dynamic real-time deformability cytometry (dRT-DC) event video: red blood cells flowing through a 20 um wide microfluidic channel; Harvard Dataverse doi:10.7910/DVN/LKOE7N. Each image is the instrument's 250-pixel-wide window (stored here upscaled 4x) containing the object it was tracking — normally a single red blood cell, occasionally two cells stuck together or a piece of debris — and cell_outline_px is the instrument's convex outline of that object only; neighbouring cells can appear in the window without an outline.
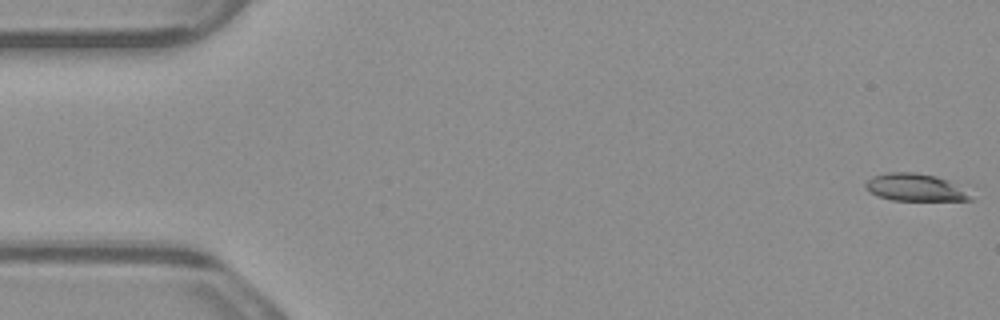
{"species": "common noctule bat (a hibernating species)", "species_latin": "Nyctalus noctula", "temperature_condition": "warm", "stored_images_in_passage": 5, "camera_frame_rate_fps": 3000, "um_per_image_px": 0.085, "animal": {"sex": "male", "body_mass_g": 23.1, "forearm_length_mm": 52.7}, "frame": {"image": 1, "passage_image": 1, "time_ms": 0.0, "image_size_px": [1000, 320], "cell_outline_px": [[972, 200], [892, 200], [876, 196], [868, 192], [864, 188], [864, 184], [872, 176], [888, 172], [912, 172], [936, 176], [968, 184]], "centroid_in_image_um": [77.89, 15.92], "position_along_channel_um": 7.1, "area_um2": 17.51}}
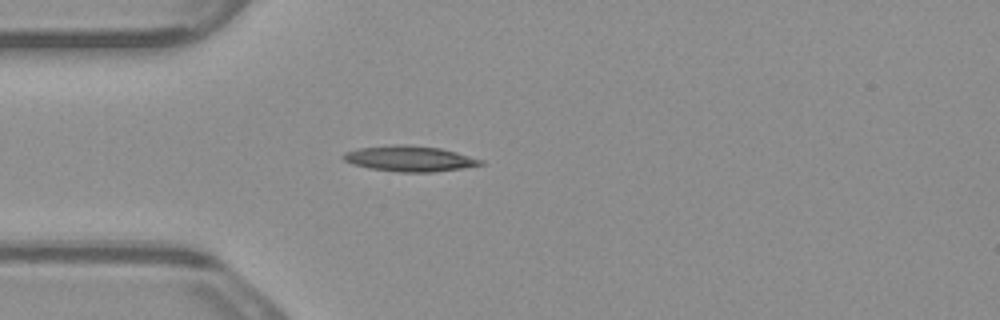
{"frame": {"image": 2, "passage_image": 5, "time_ms": 1.333, "image_size_px": [1000, 320], "cell_outline_px": [[484, 164], [464, 168], [432, 172], [400, 172], [368, 168], [352, 164], [344, 160], [340, 156], [344, 152], [356, 148], [392, 144], [408, 144], [440, 148], [456, 152], [484, 160]], "centroid_in_image_um": [34.78, 13.47], "position_along_channel_um": 50.2, "area_um2": 20.75}}